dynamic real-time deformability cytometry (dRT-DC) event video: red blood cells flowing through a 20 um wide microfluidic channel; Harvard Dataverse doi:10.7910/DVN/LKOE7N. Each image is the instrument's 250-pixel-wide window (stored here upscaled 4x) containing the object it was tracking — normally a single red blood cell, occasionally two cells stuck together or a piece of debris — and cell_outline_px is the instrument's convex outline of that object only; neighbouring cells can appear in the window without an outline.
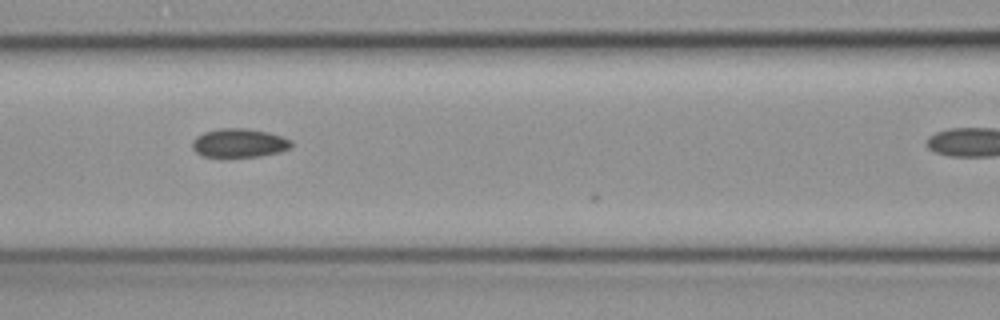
{"species": "common noctule bat (a hibernating species)", "species_latin": "Nyctalus noctula", "temperature_condition": "cold", "stored_images_in_passage": 21, "camera_frame_rate_fps": 3000, "um_per_image_px": 0.085, "animal": {"sex": "female", "body_mass_g": 19.3, "forearm_length_mm": 54.1}, "frame": {"image": 1, "passage_image": 7, "time_ms": 2.0, "image_size_px": [1000, 320], "cell_outline_px": [[292, 148], [280, 152], [260, 156], [200, 156], [192, 148], [192, 140], [196, 136], [204, 132], [220, 128], [248, 128], [268, 132], [292, 140]], "centroid_in_image_um": [20.33, 12.14], "position_along_channel_um": 146.3, "area_um2": 16.65}}
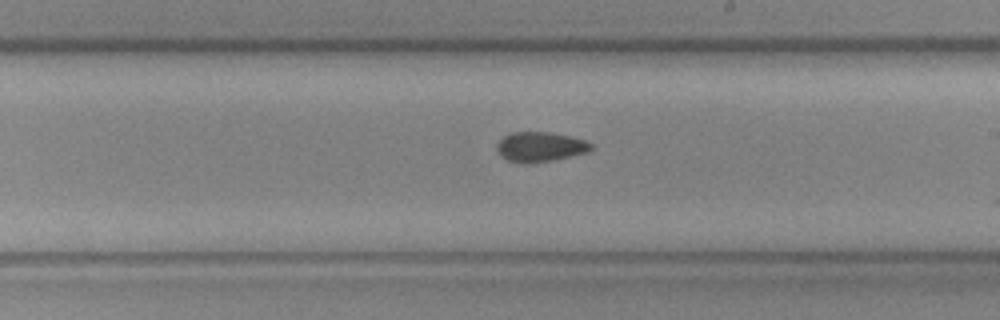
{"frame": {"image": 2, "passage_image": 15, "time_ms": 4.667, "image_size_px": [1000, 320], "cell_outline_px": [[592, 148], [588, 152], [552, 160], [528, 164], [520, 164], [508, 160], [496, 148], [496, 144], [504, 136], [512, 132], [548, 132], [568, 136], [584, 140], [592, 144]], "centroid_in_image_um": [45.9, 12.49], "position_along_channel_um": 243.1, "area_um2": 16.18}}
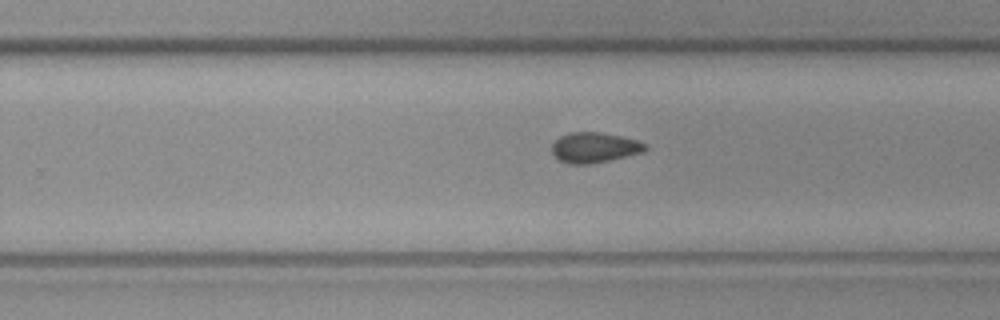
{"frame": {"image": 3, "passage_image": 18, "time_ms": 5.667, "image_size_px": [1000, 320], "cell_outline_px": [[648, 148], [644, 152], [612, 160], [588, 164], [568, 164], [560, 160], [552, 152], [552, 144], [560, 136], [568, 132], [596, 132], [620, 136], [636, 140], [648, 144]], "centroid_in_image_um": [50.55, 12.55], "position_along_channel_um": 279.3, "area_um2": 16.53}}